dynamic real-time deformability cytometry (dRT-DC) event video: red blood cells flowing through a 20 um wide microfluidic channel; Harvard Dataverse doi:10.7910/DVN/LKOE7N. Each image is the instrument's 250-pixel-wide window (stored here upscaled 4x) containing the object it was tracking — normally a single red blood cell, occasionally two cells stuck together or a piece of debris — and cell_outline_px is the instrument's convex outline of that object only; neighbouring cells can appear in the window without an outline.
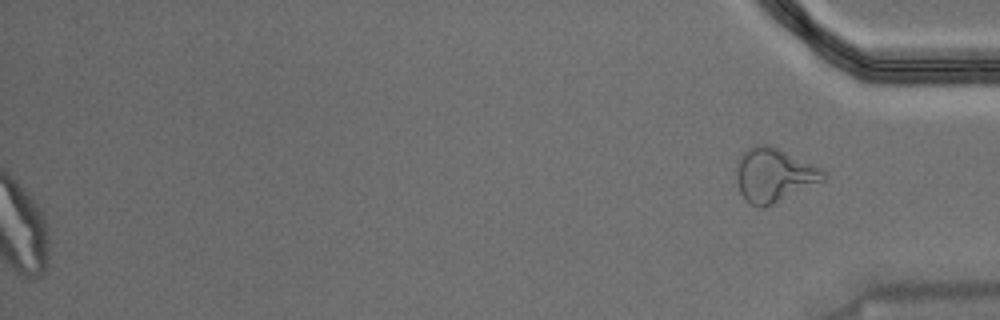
{"species": "Egyptian fruit bat (a non-hibernating species)", "species_latin": "Rousettus aegyptiacus", "temperature_condition": "warm", "stored_images_in_passage": 57, "segment_of_instrument_passage": [2, 2], "camera_frame_rate_fps": 3000, "um_per_image_px": 0.085, "animal": {"sex": "male"}, "frame": {"image": 1, "passage_image": 57, "time_ms": 18.667, "image_size_px": [1000, 320], "cell_outline_px": [[828, 180], [764, 208], [760, 208], [744, 200], [740, 192], [736, 180], [736, 172], [740, 156], [748, 148], [756, 144], [772, 144], [820, 168], [828, 176]], "centroid_in_image_um": [65.81, 14.88], "position_along_channel_um": 369.4, "area_um2": 27.69}}